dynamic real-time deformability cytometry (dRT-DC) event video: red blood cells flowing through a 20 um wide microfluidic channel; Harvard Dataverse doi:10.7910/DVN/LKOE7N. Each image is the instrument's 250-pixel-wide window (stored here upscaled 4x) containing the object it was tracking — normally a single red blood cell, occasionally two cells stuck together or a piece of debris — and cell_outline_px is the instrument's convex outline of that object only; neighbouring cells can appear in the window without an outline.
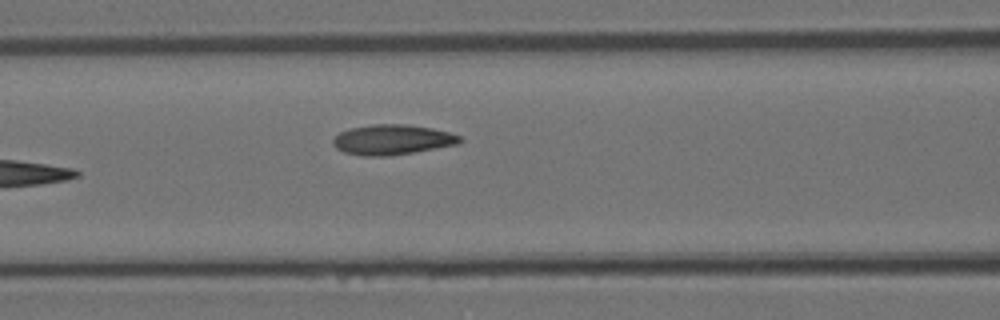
{"species": "Egyptian fruit bat (a non-hibernating species)", "species_latin": "Rousettus aegyptiacus", "temperature_condition": "room temperature", "stored_images_in_passage": 7, "camera_frame_rate_fps": 3000, "um_per_image_px": 0.085, "animal": {"sex": "female"}, "frame": {"image": 1, "passage_image": 6, "time_ms": 1.667, "image_size_px": [1000, 320], "cell_outline_px": [[464, 140], [456, 144], [412, 152], [388, 156], [364, 156], [344, 152], [336, 148], [332, 144], [332, 140], [340, 132], [348, 128], [372, 124], [404, 124], [432, 128], [448, 132], [460, 136]], "centroid_in_image_um": [33.3, 11.86], "position_along_channel_um": 133.3, "area_um2": 22.14}}